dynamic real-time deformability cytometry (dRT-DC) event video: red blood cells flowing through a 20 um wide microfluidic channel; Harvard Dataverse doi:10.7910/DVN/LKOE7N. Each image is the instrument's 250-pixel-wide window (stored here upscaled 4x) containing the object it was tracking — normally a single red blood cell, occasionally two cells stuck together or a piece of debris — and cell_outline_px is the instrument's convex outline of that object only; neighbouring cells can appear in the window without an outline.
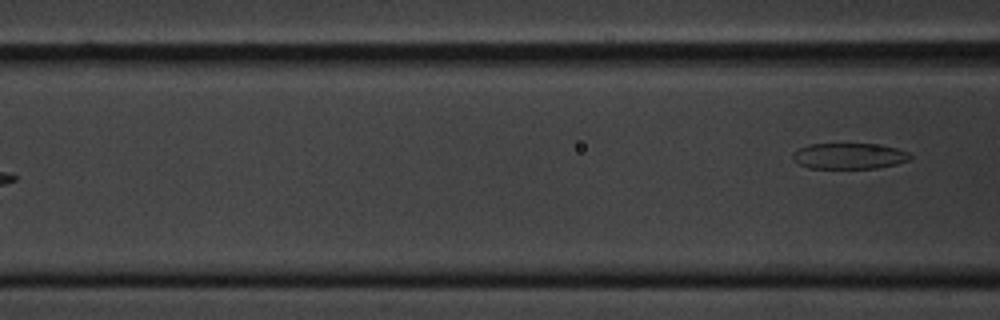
{"species": "common noctule bat (a hibernating species)", "species_latin": "Nyctalus noctula", "temperature_condition": "cold", "stored_images_in_passage": 8, "segment_of_instrument_passage": [2, 2], "camera_frame_rate_fps": 3000, "um_per_image_px": 0.085, "animal": {"sex": "male", "body_mass_g": 20.1, "forearm_length_mm": 53.5}, "frame": {"image": 1, "passage_image": 8, "time_ms": 2.333, "image_size_px": [1000, 320], "cell_outline_px": [[912, 156], [908, 160], [896, 164], [876, 168], [808, 168], [792, 160], [792, 152], [800, 148], [812, 144], [876, 144], [896, 148], [908, 152]], "centroid_in_image_um": [72.16, 13.26], "position_along_channel_um": 94.4, "area_um2": 17.63}}